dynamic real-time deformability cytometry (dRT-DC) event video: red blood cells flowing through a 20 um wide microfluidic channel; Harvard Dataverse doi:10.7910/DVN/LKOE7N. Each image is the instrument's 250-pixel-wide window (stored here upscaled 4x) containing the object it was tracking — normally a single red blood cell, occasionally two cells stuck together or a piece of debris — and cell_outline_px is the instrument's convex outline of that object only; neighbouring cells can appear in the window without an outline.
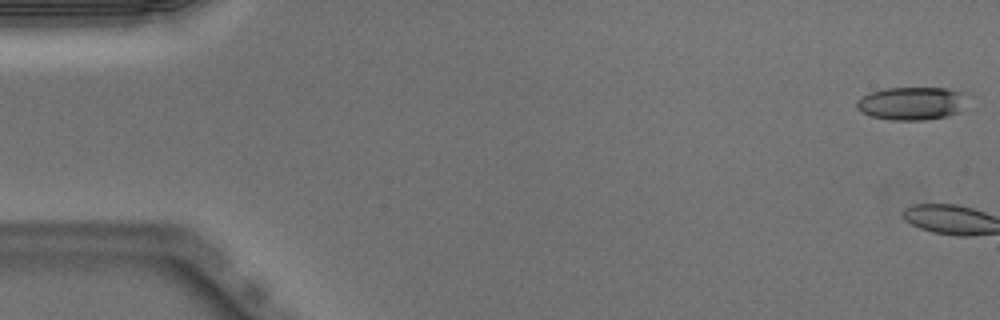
{"species": "Egyptian fruit bat (a non-hibernating species)", "species_latin": "Rousettus aegyptiacus", "temperature_condition": "warm", "stored_images_in_passage": 3, "camera_frame_rate_fps": 3000, "um_per_image_px": 0.085, "animal": {"sex": "male"}, "frame": {"image": 1, "passage_image": 1, "time_ms": 0.0, "image_size_px": [1000, 320], "cell_outline_px": [[972, 92], [960, 112], [948, 116], [924, 120], [888, 120], [868, 116], [860, 112], [856, 108], [856, 100], [872, 92], [884, 88], [948, 88]], "centroid_in_image_um": [77.57, 8.78], "position_along_channel_um": 7.4, "area_um2": 22.02}}